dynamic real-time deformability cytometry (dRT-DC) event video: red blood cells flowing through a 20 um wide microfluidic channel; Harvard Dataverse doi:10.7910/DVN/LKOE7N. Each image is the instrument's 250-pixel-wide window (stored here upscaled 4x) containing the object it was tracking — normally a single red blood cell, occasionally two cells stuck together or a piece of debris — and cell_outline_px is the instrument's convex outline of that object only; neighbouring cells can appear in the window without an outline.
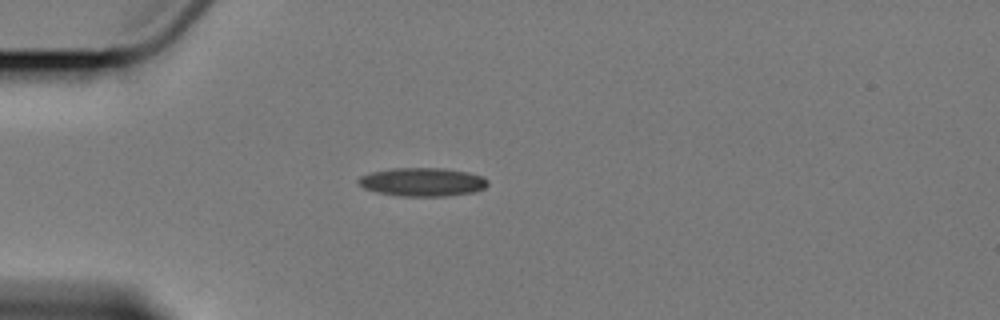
{"species": "Egyptian fruit bat (a non-hibernating species)", "species_latin": "Rousettus aegyptiacus", "temperature_condition": "cold", "stored_images_in_passage": 8, "camera_frame_rate_fps": 3000, "um_per_image_px": 0.085, "animal": {"sex": "female"}, "frame": {"image": 1, "passage_image": 1, "time_ms": 0.0, "image_size_px": [1000, 320], "cell_outline_px": [[488, 184], [484, 188], [472, 192], [444, 196], [400, 196], [380, 192], [364, 188], [356, 180], [360, 176], [372, 172], [392, 168], [444, 168], [468, 172], [484, 176], [488, 180]], "centroid_in_image_um": [35.93, 15.46], "position_along_channel_um": 49.1, "area_um2": 21.39}}
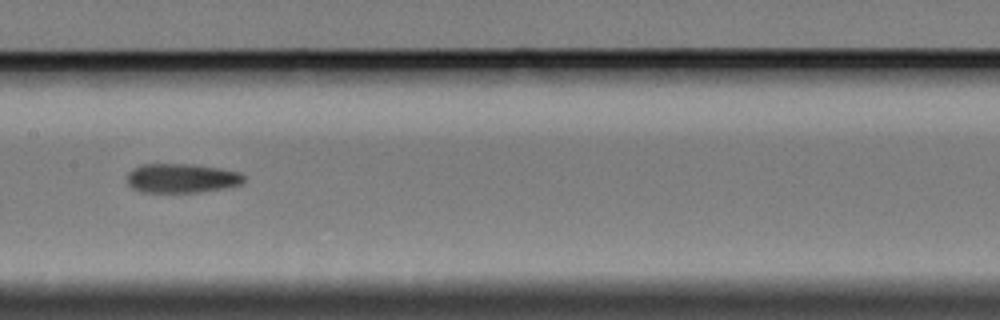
{"frame": {"image": 2, "passage_image": 5, "time_ms": 4.667, "image_size_px": [1000, 320], "cell_outline_px": [[244, 180], [240, 184], [224, 188], [200, 192], [140, 192], [132, 188], [128, 184], [128, 172], [132, 168], [144, 164], [192, 164], [220, 168], [240, 172], [244, 176]], "centroid_in_image_um": [15.42, 15.14], "position_along_channel_um": 192.0, "area_um2": 19.94}}
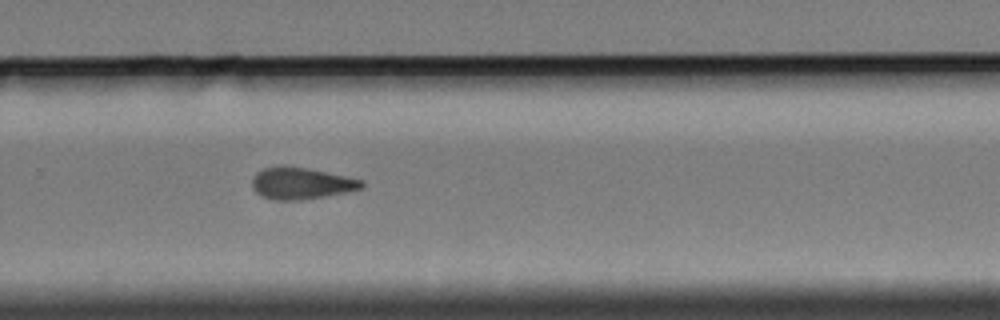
{"frame": {"image": 3, "passage_image": 8, "time_ms": 8.0, "image_size_px": [1000, 320], "cell_outline_px": [[364, 188], [324, 196], [300, 200], [272, 200], [260, 196], [256, 192], [252, 184], [252, 180], [256, 172], [264, 168], [284, 164], [308, 168], [364, 180]], "centroid_in_image_um": [25.57, 15.57], "position_along_channel_um": 304.2, "area_um2": 20.4}}